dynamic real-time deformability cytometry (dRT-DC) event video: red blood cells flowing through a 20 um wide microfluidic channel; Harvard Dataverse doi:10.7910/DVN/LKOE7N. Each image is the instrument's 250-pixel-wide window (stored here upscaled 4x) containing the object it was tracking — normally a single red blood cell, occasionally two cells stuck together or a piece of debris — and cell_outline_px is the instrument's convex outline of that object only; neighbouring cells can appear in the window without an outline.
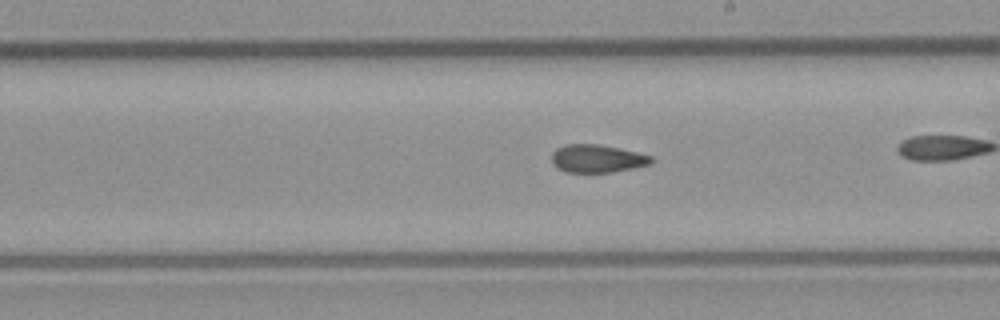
{"species": "common noctule bat (a hibernating species)", "species_latin": "Nyctalus noctula", "temperature_condition": "room temperature", "stored_images_in_passage": 41, "camera_frame_rate_fps": 3000, "um_per_image_px": 0.085, "animal": {"sex": "male", "body_mass_g": 23.1, "forearm_length_mm": 52.7}, "frame": {"image": 1, "passage_image": 30, "time_ms": 9.667, "image_size_px": [1000, 320], "cell_outline_px": [[652, 164], [612, 172], [568, 172], [556, 168], [552, 164], [552, 152], [556, 148], [564, 144], [600, 144], [636, 152], [652, 156]], "centroid_in_image_um": [50.72, 13.47], "position_along_channel_um": 238.3, "area_um2": 16.24}}